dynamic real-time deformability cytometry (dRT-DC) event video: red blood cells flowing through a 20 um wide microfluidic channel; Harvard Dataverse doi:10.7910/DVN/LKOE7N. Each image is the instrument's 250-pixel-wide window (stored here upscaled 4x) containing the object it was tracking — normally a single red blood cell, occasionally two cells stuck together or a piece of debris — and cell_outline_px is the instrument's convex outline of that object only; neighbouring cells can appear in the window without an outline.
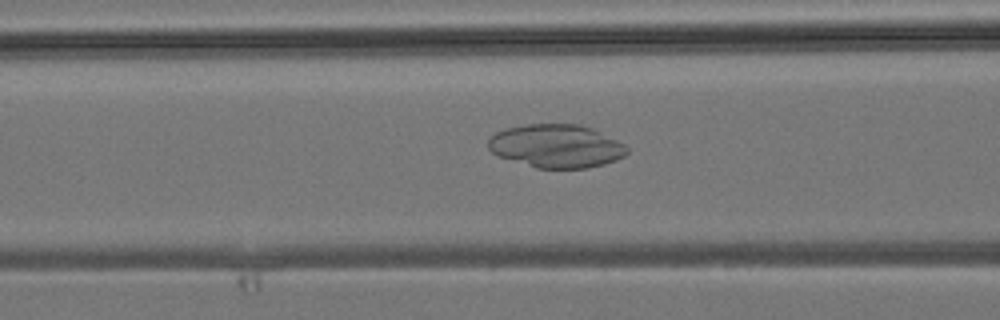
{"species": "common noctule bat (a hibernating species)", "species_latin": "Nyctalus noctula", "temperature_condition": "room temperature", "stored_images_in_passage": 25, "camera_frame_rate_fps": 3000, "um_per_image_px": 0.085, "animal": {"sex": "male", "body_mass_g": 19.2, "forearm_length_mm": 51.8}, "frame": {"image": 1, "passage_image": 10, "time_ms": 3.0, "image_size_px": [1000, 320], "cell_outline_px": [[628, 152], [624, 156], [616, 160], [604, 164], [588, 168], [536, 168], [496, 156], [488, 148], [488, 140], [496, 132], [504, 128], [528, 124], [580, 124], [592, 128], [624, 144], [628, 148]], "centroid_in_image_um": [47.26, 12.42], "position_along_channel_um": 119.3, "area_um2": 35.14}}
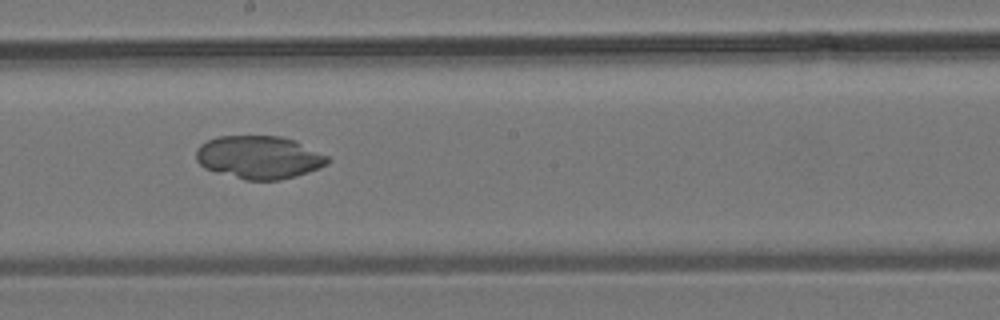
{"frame": {"image": 2, "passage_image": 17, "time_ms": 5.333, "image_size_px": [1000, 320], "cell_outline_px": [[332, 160], [328, 164], [320, 168], [308, 172], [280, 180], [244, 180], [216, 172], [204, 168], [196, 160], [196, 148], [200, 144], [216, 136], [280, 136], [296, 140], [328, 156]], "centroid_in_image_um": [22.03, 13.37], "position_along_channel_um": 226.2, "area_um2": 33.23}}
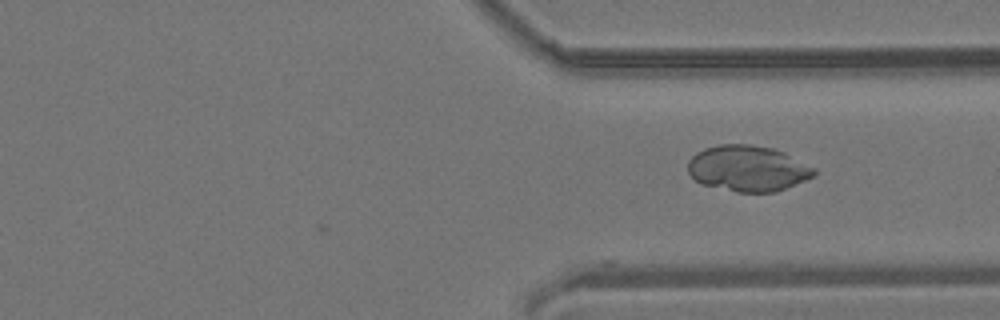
{"frame": {"image": 3, "passage_image": 25, "time_ms": 8.0, "image_size_px": [1000, 320], "cell_outline_px": [[816, 172], [812, 176], [804, 180], [776, 192], [736, 192], [700, 184], [688, 172], [688, 160], [696, 152], [704, 148], [716, 144], [752, 144], [772, 148], [784, 152], [816, 168]], "centroid_in_image_um": [63.53, 14.3], "position_along_channel_um": 347.9, "area_um2": 33.87}}